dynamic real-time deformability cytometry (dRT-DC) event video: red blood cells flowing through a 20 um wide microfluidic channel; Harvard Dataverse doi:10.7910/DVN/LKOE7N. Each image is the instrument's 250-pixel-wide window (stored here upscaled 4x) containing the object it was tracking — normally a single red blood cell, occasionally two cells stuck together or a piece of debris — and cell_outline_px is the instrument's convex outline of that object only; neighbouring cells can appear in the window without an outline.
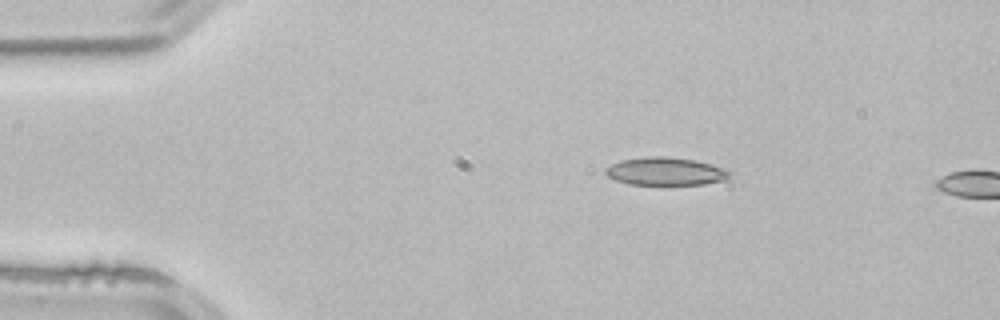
{"species": "common noctule bat (a hibernating species)", "species_latin": "Nyctalus noctula", "temperature_condition": "room temperature", "stored_images_in_passage": 2, "camera_frame_rate_fps": 3000, "um_per_image_px": 0.085, "animal": {"sex": "male", "body_mass_g": 21.5, "forearm_length_mm": 52.0}, "frame": {"image": 1, "passage_image": 1, "time_ms": 0.0, "image_size_px": [1000, 320], "cell_outline_px": [[732, 172], [724, 180], [704, 184], [664, 188], [628, 184], [616, 180], [608, 176], [604, 172], [604, 168], [620, 160], [648, 156], [664, 156], [692, 160], [712, 164]], "centroid_in_image_um": [56.53, 14.62], "position_along_channel_um": 28.5, "area_um2": 21.1}}